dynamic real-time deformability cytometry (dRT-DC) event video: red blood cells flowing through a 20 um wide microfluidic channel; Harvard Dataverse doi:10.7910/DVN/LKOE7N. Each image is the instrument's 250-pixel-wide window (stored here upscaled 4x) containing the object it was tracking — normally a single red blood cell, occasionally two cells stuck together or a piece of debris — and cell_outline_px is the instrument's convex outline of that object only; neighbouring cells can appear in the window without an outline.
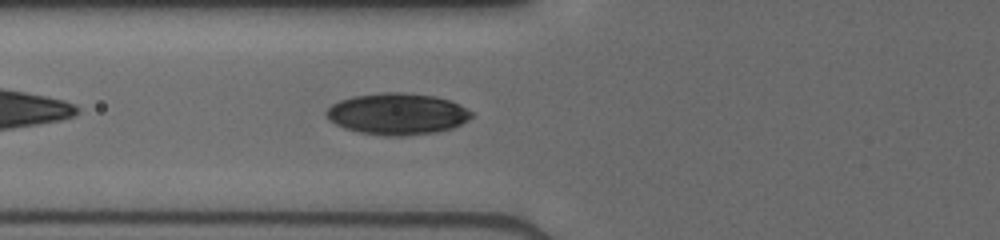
{"species": "human", "species_latin": "Homo sapiens", "temperature_condition": "cold", "stored_images_in_passage": 40, "camera_frame_rate_fps": 3000, "um_per_image_px": 0.085, "donor": {"sex": "male"}, "frame": {"image": 1, "passage_image": 10, "time_ms": 3.0, "image_size_px": [1000, 240], "cell_outline_px": [[472, 116], [468, 120], [452, 128], [436, 132], [404, 136], [384, 136], [360, 132], [344, 128], [328, 120], [324, 112], [332, 104], [340, 100], [356, 96], [384, 92], [404, 92], [436, 96], [448, 100], [472, 112]], "centroid_in_image_um": [33.74, 9.69], "position_along_channel_um": 92.1, "area_um2": 34.97}}
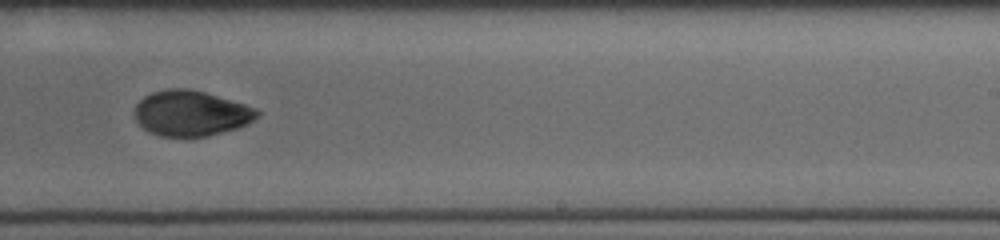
{"frame": {"image": 2, "passage_image": 23, "time_ms": 7.333, "image_size_px": [1000, 240], "cell_outline_px": [[260, 116], [248, 124], [236, 128], [208, 136], [160, 136], [148, 132], [136, 120], [132, 112], [136, 104], [144, 96], [152, 92], [168, 88], [188, 88], [204, 92], [244, 104], [256, 108], [260, 112]], "centroid_in_image_um": [16.21, 9.62], "position_along_channel_um": 272.8, "area_um2": 32.54}}
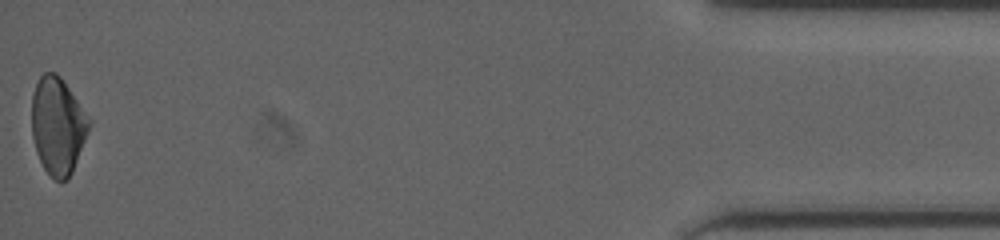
{"frame": {"image": 3, "passage_image": 40, "time_ms": 13.0, "image_size_px": [1000, 240], "cell_outline_px": [[92, 124], [72, 172], [60, 184], [44, 168], [36, 152], [32, 136], [32, 92], [40, 76], [44, 72], [56, 72], [60, 76], [92, 120]], "centroid_in_image_um": [4.92, 10.67], "position_along_channel_um": 430.3, "area_um2": 32.54}}